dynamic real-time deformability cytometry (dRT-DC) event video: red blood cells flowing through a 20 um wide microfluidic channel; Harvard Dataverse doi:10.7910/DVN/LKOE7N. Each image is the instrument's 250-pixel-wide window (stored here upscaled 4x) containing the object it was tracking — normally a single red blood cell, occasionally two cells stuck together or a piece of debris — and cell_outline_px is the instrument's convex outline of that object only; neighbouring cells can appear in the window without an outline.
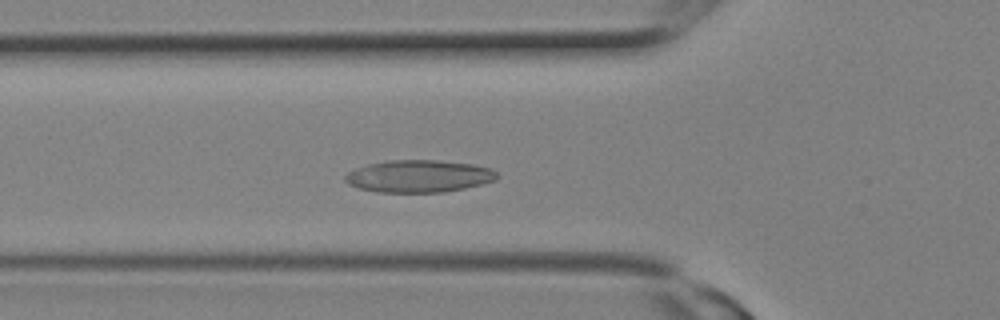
{"species": "Egyptian fruit bat (a non-hibernating species)", "species_latin": "Rousettus aegyptiacus", "temperature_condition": "room temperature", "stored_images_in_passage": 10, "camera_frame_rate_fps": 3000, "um_per_image_px": 0.085, "animal": {"sex": "female"}, "frame": {"image": 1, "passage_image": 5, "time_ms": 1.333, "image_size_px": [1000, 320], "cell_outline_px": [[500, 176], [496, 180], [464, 188], [444, 192], [376, 192], [356, 188], [348, 184], [344, 180], [344, 176], [348, 172], [356, 168], [368, 164], [384, 160], [436, 160], [472, 164], [492, 168]], "centroid_in_image_um": [35.58, 14.97], "position_along_channel_um": 90.2, "area_um2": 28.78}}
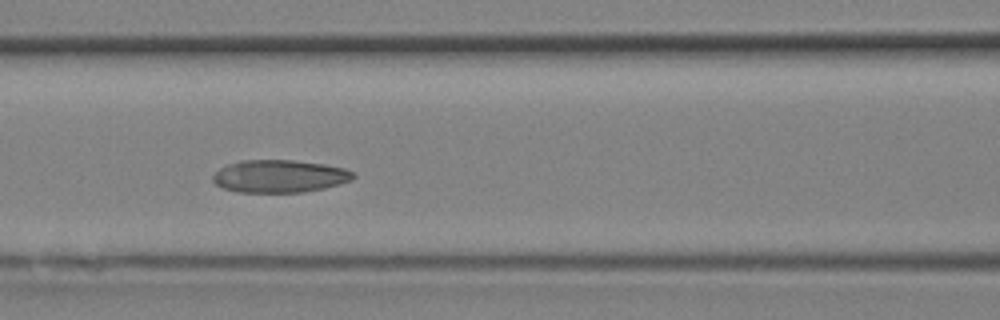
{"frame": {"image": 2, "passage_image": 7, "time_ms": 2.0, "image_size_px": [1000, 320], "cell_outline_px": [[356, 176], [352, 180], [340, 184], [324, 188], [304, 192], [236, 192], [224, 188], [216, 184], [212, 180], [212, 176], [220, 168], [228, 164], [240, 160], [292, 160], [324, 164], [344, 168], [352, 172]], "centroid_in_image_um": [23.76, 14.98], "position_along_channel_um": 142.8, "area_um2": 26.7}}
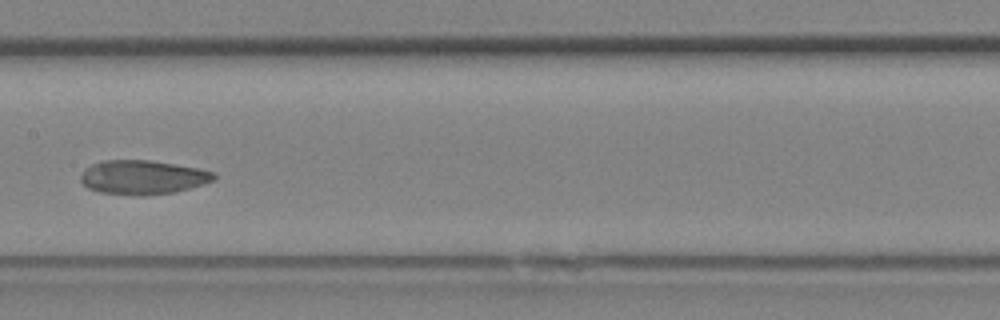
{"frame": {"image": 3, "passage_image": 9, "time_ms": 2.667, "image_size_px": [1000, 320], "cell_outline_px": [[216, 180], [204, 184], [176, 192], [144, 196], [140, 196], [100, 192], [88, 188], [80, 180], [80, 176], [84, 168], [100, 160], [148, 160], [176, 164], [200, 168], [216, 172]], "centroid_in_image_um": [12.16, 15.07], "position_along_channel_um": 195.2, "area_um2": 26.88}}